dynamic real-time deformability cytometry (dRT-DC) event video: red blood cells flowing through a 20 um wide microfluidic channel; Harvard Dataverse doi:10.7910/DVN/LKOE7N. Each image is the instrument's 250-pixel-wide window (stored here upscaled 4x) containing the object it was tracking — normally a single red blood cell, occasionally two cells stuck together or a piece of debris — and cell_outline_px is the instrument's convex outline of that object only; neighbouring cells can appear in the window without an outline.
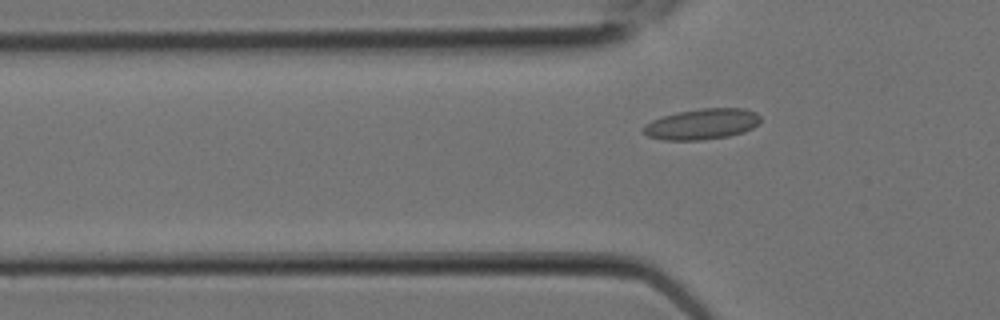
{"species": "Egyptian fruit bat (a non-hibernating species)", "species_latin": "Rousettus aegyptiacus", "temperature_condition": "room temperature", "stored_images_in_passage": 4, "camera_frame_rate_fps": 3000, "um_per_image_px": 0.085, "animal": {"sex": "female"}, "frame": {"image": 1, "passage_image": 3, "time_ms": 0.667, "image_size_px": [1000, 320], "cell_outline_px": [[760, 124], [744, 132], [728, 136], [700, 140], [664, 140], [648, 136], [640, 128], [644, 124], [652, 120], [676, 112], [700, 108], [744, 108], [756, 112], [760, 116]], "centroid_in_image_um": [59.67, 10.54], "position_along_channel_um": 66.1, "area_um2": 21.15}}